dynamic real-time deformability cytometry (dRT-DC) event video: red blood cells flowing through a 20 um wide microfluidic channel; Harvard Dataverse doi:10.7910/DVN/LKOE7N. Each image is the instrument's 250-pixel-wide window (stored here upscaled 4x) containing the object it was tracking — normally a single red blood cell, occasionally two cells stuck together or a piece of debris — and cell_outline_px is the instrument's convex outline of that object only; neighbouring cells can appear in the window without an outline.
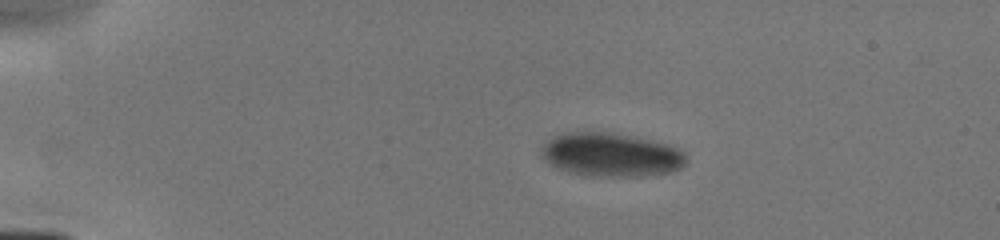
{"species": "human", "species_latin": "Homo sapiens", "temperature_condition": "cold", "stored_images_in_passage": 27, "camera_frame_rate_fps": 3000, "um_per_image_px": 0.085, "donor": {"sex": "male"}, "frame": {"image": 1, "passage_image": 1, "time_ms": 0.0, "image_size_px": [1000, 240], "cell_outline_px": [[688, 160], [680, 168], [668, 172], [644, 176], [584, 176], [568, 172], [556, 168], [544, 160], [544, 144], [548, 140], [564, 132], [608, 132], [668, 144], [680, 148], [688, 156]], "centroid_in_image_um": [51.97, 13.17], "position_along_channel_um": 33.0, "area_um2": 36.7}}
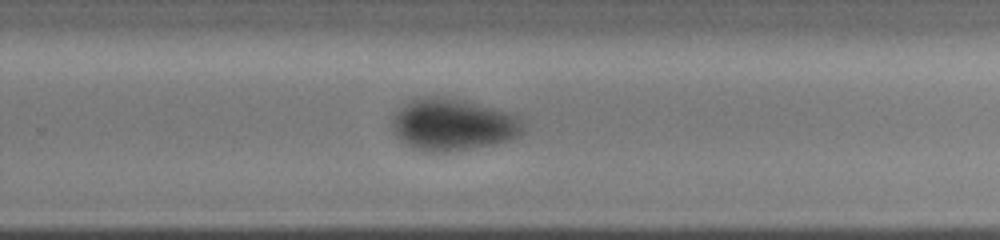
{"frame": {"image": 2, "passage_image": 19, "time_ms": 7.667, "image_size_px": [1000, 240], "cell_outline_px": [[524, 132], [508, 140], [496, 144], [452, 152], [428, 152], [404, 144], [392, 132], [392, 116], [408, 100], [416, 96], [444, 96], [508, 112], [516, 116], [524, 124]], "centroid_in_image_um": [38.44, 10.6], "position_along_channel_um": 291.4, "area_um2": 39.88}}
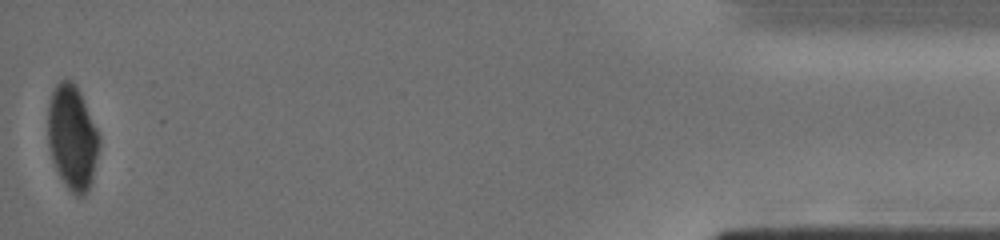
{"frame": {"image": 3, "passage_image": 27, "time_ms": 12.667, "image_size_px": [1000, 240], "cell_outline_px": [[100, 144], [92, 180], [84, 196], [76, 196], [68, 188], [60, 176], [52, 160], [48, 144], [48, 104], [52, 92], [56, 84], [60, 80], [72, 80], [76, 84], [80, 92], [100, 136]], "centroid_in_image_um": [6.14, 11.66], "position_along_channel_um": 429.1, "area_um2": 31.21}}